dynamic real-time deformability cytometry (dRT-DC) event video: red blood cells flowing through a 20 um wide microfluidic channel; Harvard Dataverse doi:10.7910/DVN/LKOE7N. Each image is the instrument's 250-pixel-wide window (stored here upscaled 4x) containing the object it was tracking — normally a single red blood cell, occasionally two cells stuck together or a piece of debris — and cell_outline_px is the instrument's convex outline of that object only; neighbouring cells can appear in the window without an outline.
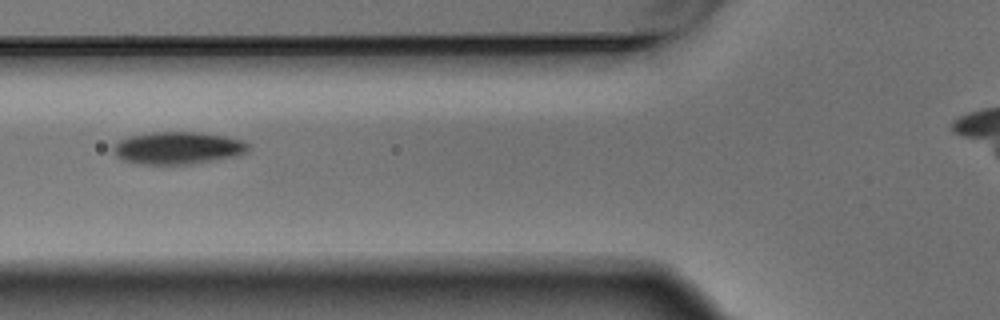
{"species": "Egyptian fruit bat (a non-hibernating species)", "species_latin": "Rousettus aegyptiacus", "temperature_condition": "warm", "stored_images_in_passage": 5, "camera_frame_rate_fps": 3000, "um_per_image_px": 0.085, "animal": {"sex": "male"}, "frame": {"image": 1, "passage_image": 4, "time_ms": 1.0, "image_size_px": [1000, 320], "cell_outline_px": [[248, 152], [236, 156], [216, 160], [192, 164], [144, 164], [124, 160], [116, 156], [112, 148], [120, 140], [128, 136], [152, 132], [200, 132], [224, 136], [240, 140], [248, 144]], "centroid_in_image_um": [15.12, 12.58], "position_along_channel_um": 110.7, "area_um2": 25.37}}
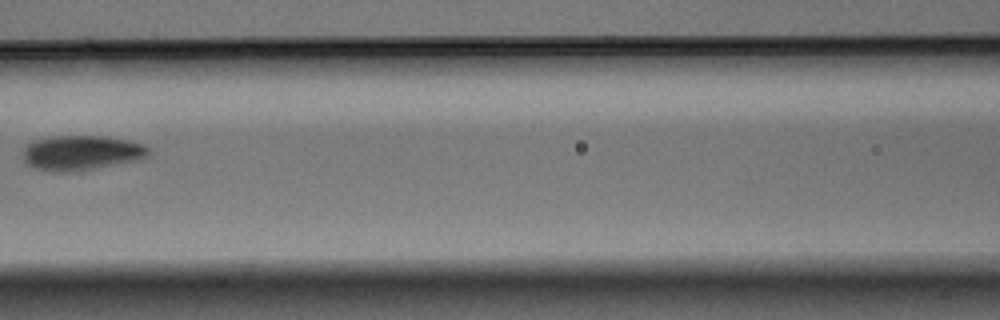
{"frame": {"image": 2, "passage_image": 5, "time_ms": 1.333, "image_size_px": [1000, 320], "cell_outline_px": [[152, 152], [148, 156], [140, 160], [92, 168], [64, 172], [56, 172], [36, 168], [28, 164], [24, 160], [24, 148], [32, 140], [48, 136], [104, 136], [128, 140], [144, 144]], "centroid_in_image_um": [6.94, 12.96], "position_along_channel_um": 159.7, "area_um2": 25.43}}